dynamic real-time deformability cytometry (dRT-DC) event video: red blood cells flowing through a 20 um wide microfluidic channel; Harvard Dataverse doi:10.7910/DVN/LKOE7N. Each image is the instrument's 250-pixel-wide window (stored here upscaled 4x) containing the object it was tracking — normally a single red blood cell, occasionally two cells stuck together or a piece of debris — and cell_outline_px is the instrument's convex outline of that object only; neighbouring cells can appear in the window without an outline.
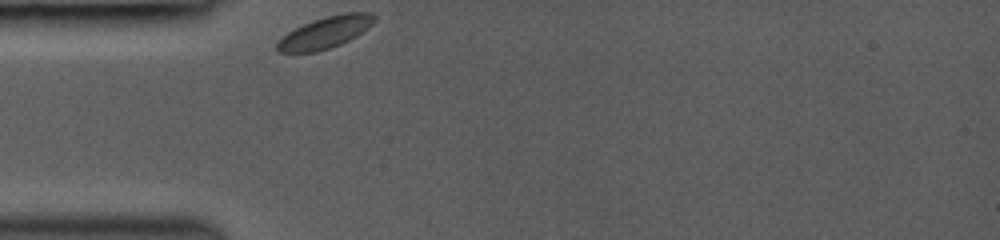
{"species": "common noctule bat (a hibernating species)", "species_latin": "Nyctalus noctula", "temperature_condition": "room temperature", "stored_images_in_passage": 7, "camera_frame_rate_fps": 3000, "um_per_image_px": 0.085, "animal": {"sex": "female", "body_mass_g": 19.0, "forearm_length_mm": 53.3}, "frame": {"image": 1, "passage_image": 1, "time_ms": 0.0, "image_size_px": [1000, 240], "cell_outline_px": [[376, 20], [368, 28], [356, 36], [340, 44], [316, 52], [280, 52], [276, 48], [276, 44], [288, 32], [312, 20], [324, 16], [344, 12], [372, 12], [376, 16]], "centroid_in_image_um": [27.7, 2.73], "position_along_channel_um": 57.3, "area_um2": 17.86}}
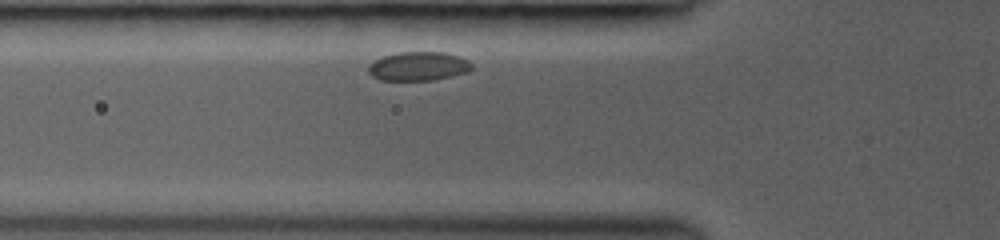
{"frame": {"image": 2, "passage_image": 3, "time_ms": 1.0, "image_size_px": [1000, 240], "cell_outline_px": [[472, 68], [468, 72], [452, 76], [432, 80], [380, 80], [372, 76], [368, 72], [368, 64], [380, 56], [400, 52], [444, 52], [468, 60], [472, 64]], "centroid_in_image_um": [35.52, 5.63], "position_along_channel_um": 90.3, "area_um2": 17.51}}
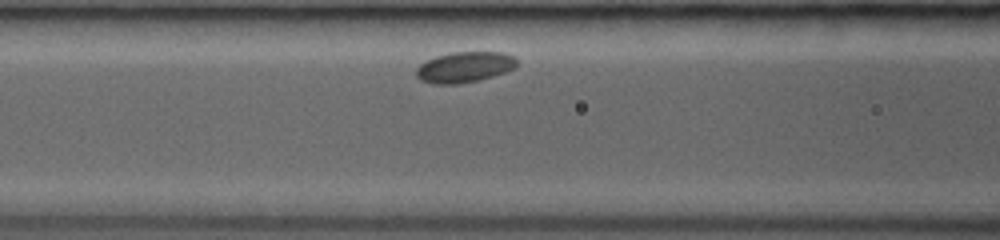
{"frame": {"image": 3, "passage_image": 6, "time_ms": 2.0, "image_size_px": [1000, 240], "cell_outline_px": [[516, 68], [480, 80], [456, 84], [432, 84], [420, 80], [416, 76], [416, 68], [420, 64], [436, 56], [452, 52], [504, 52], [512, 56], [516, 60]], "centroid_in_image_um": [39.46, 5.71], "position_along_channel_um": 127.1, "area_um2": 17.98}}